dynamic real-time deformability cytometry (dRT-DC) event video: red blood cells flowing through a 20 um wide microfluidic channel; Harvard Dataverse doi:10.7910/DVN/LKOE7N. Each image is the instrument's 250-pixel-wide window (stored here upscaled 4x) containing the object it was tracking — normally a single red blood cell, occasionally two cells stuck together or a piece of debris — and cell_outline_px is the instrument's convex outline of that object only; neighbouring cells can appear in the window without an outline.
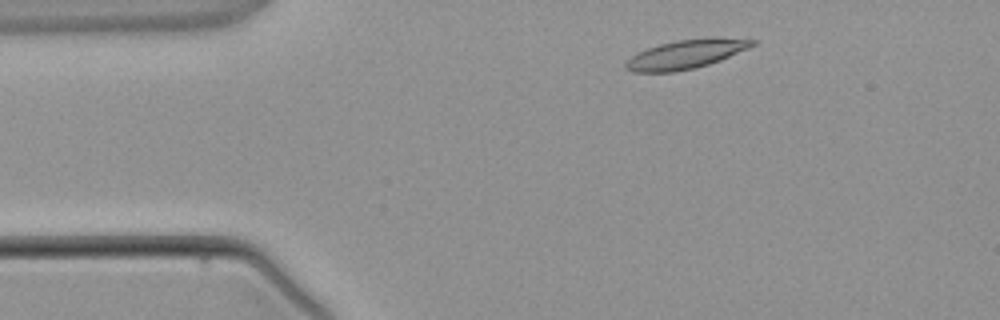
{"species": "common noctule bat (a hibernating species)", "species_latin": "Nyctalus noctula", "temperature_condition": "warm", "stored_images_in_passage": 2, "camera_frame_rate_fps": 3000, "um_per_image_px": 0.085, "animal": {"sex": "male", "body_mass_g": 21.5, "forearm_length_mm": 52.0}, "frame": {"image": 1, "passage_image": 1, "time_ms": 0.0, "image_size_px": [1000, 320], "cell_outline_px": [[756, 44], [748, 48], [720, 60], [696, 68], [672, 72], [632, 72], [624, 68], [624, 64], [632, 56], [648, 48], [660, 44], [676, 40], [756, 40]], "centroid_in_image_um": [58.18, 4.67], "position_along_channel_um": 26.8, "area_um2": 20.23}}